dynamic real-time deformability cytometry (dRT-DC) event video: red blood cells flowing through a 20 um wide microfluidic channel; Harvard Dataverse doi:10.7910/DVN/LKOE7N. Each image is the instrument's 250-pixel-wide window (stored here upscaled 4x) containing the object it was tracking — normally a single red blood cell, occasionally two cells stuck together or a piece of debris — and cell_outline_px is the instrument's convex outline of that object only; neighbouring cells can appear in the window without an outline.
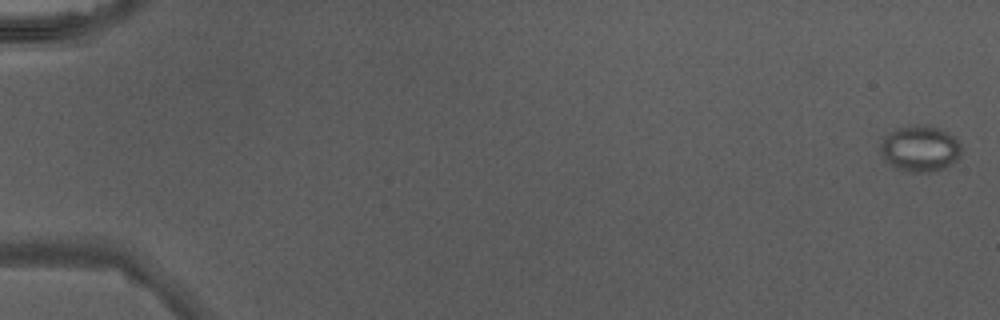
{"species": "Egyptian fruit bat (a non-hibernating species)", "species_latin": "Rousettus aegyptiacus", "temperature_condition": "warm", "stored_images_in_passage": 13, "camera_frame_rate_fps": 3000, "um_per_image_px": 0.085, "animal": {"sex": "male"}, "frame": {"image": 1, "passage_image": 2, "time_ms": 0.333, "image_size_px": [1000, 320], "cell_outline_px": [[960, 156], [956, 160], [944, 168], [936, 172], [908, 172], [896, 168], [884, 156], [880, 148], [880, 144], [884, 136], [896, 128], [912, 124], [928, 124], [940, 128], [948, 132], [960, 144]], "centroid_in_image_um": [78.21, 12.61], "position_along_channel_um": 6.8, "area_um2": 21.79}}